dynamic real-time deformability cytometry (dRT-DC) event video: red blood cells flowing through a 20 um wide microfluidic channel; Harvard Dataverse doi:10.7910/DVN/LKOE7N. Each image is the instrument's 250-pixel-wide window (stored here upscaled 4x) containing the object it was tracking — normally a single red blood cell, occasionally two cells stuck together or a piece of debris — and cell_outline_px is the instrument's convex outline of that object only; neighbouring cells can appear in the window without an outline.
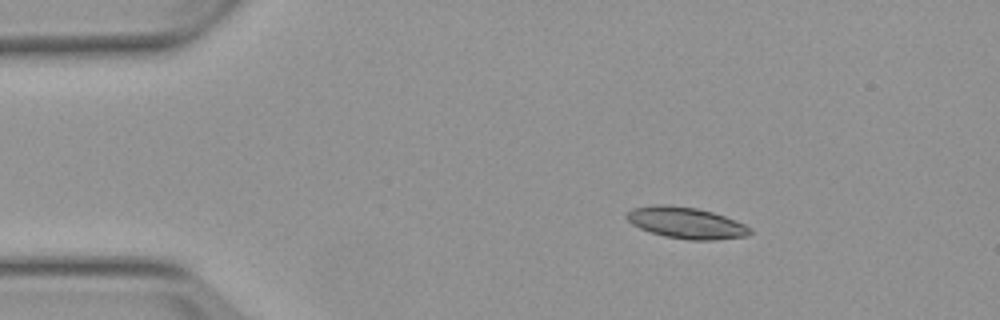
{"species": "Egyptian fruit bat (a non-hibernating species)", "species_latin": "Rousettus aegyptiacus", "temperature_condition": "warm", "stored_images_in_passage": 3, "camera_frame_rate_fps": 3000, "um_per_image_px": 0.085, "animal": {"sex": "female"}, "frame": {"image": 1, "passage_image": 2, "time_ms": 1.667, "image_size_px": [1000, 320], "cell_outline_px": [[752, 232], [748, 236], [712, 240], [688, 240], [664, 236], [640, 228], [632, 224], [624, 216], [632, 208], [656, 204], [664, 204], [696, 208], [712, 212], [724, 216], [744, 224], [752, 228]], "centroid_in_image_um": [58.32, 18.94], "position_along_channel_um": 26.7, "area_um2": 22.48}}